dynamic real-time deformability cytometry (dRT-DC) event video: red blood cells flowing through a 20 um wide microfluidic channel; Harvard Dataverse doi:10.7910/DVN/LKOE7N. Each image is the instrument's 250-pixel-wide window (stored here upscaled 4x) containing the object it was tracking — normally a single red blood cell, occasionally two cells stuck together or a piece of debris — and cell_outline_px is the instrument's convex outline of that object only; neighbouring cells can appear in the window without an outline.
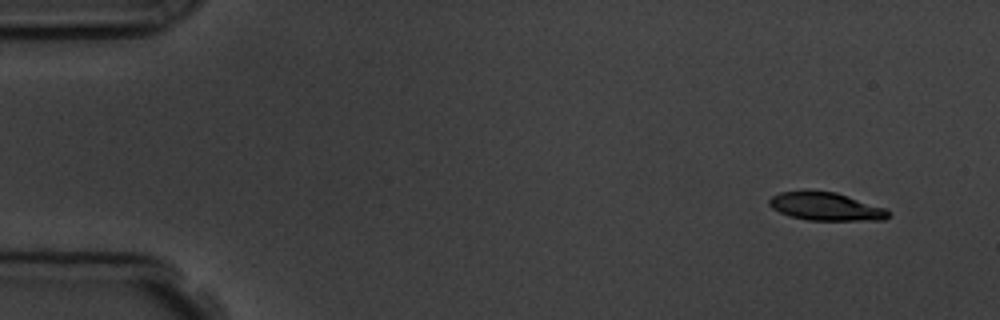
{"species": "common noctule bat (a hibernating species)", "species_latin": "Nyctalus noctula", "temperature_condition": "room temperature", "stored_images_in_passage": 5, "segment_of_instrument_passage": [1, 2], "camera_frame_rate_fps": 3000, "um_per_image_px": 0.085, "animal": {"sex": "male", "body_mass_g": 19.5, "forearm_length_mm": 54.6}, "frame": {"image": 1, "passage_image": 1, "time_ms": 0.0, "image_size_px": [1000, 320], "cell_outline_px": [[892, 216], [884, 220], [808, 220], [788, 216], [772, 208], [768, 204], [768, 200], [772, 196], [780, 192], [804, 188], [808, 188], [836, 192], [884, 208], [892, 212]], "centroid_in_image_um": [70.15, 17.52], "position_along_channel_um": 14.8, "area_um2": 20.11}}
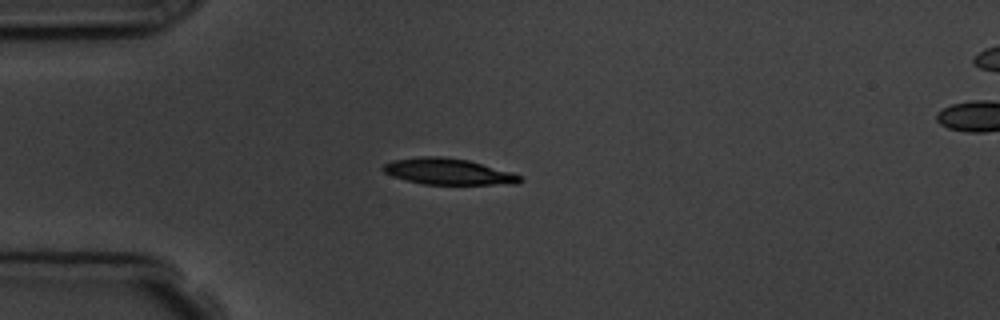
{"frame": {"image": 2, "passage_image": 4, "time_ms": 3.333, "image_size_px": [1000, 320], "cell_outline_px": [[524, 180], [520, 184], [424, 184], [404, 180], [392, 176], [384, 172], [380, 168], [384, 164], [392, 160], [420, 156], [444, 156], [468, 160], [512, 172], [520, 176]], "centroid_in_image_um": [38.08, 14.58], "position_along_channel_um": 46.9, "area_um2": 21.04}}